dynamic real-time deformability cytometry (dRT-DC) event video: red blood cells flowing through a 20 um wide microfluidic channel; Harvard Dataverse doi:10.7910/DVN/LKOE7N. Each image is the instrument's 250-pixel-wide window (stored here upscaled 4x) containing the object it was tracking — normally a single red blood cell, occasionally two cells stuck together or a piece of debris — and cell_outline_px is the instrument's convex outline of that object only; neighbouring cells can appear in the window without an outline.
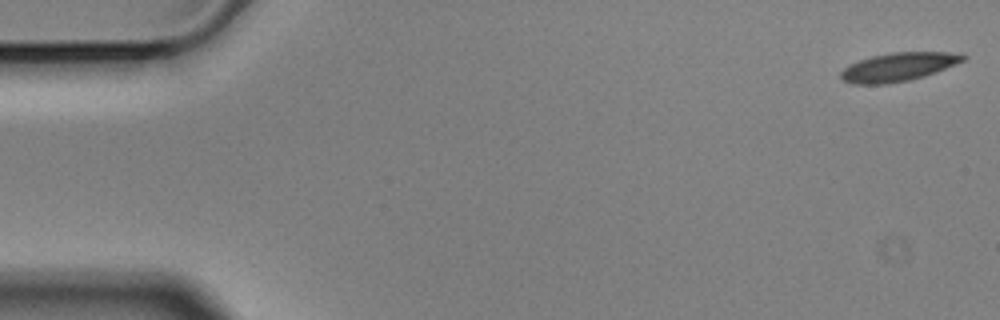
{"species": "Egyptian fruit bat (a non-hibernating species)", "species_latin": "Rousettus aegyptiacus", "temperature_condition": "cold", "stored_images_in_passage": 57, "camera_frame_rate_fps": 3000, "um_per_image_px": 0.085, "animal": {"sex": "male"}, "frame": {"image": 1, "passage_image": 1, "time_ms": 0.0, "image_size_px": [1000, 320], "cell_outline_px": [[968, 56], [964, 60], [956, 64], [924, 76], [908, 80], [888, 84], [852, 84], [844, 80], [840, 76], [840, 72], [848, 64], [872, 56], [892, 52], [948, 52]], "centroid_in_image_um": [76.32, 5.69], "position_along_channel_um": 8.7, "area_um2": 20.17}}
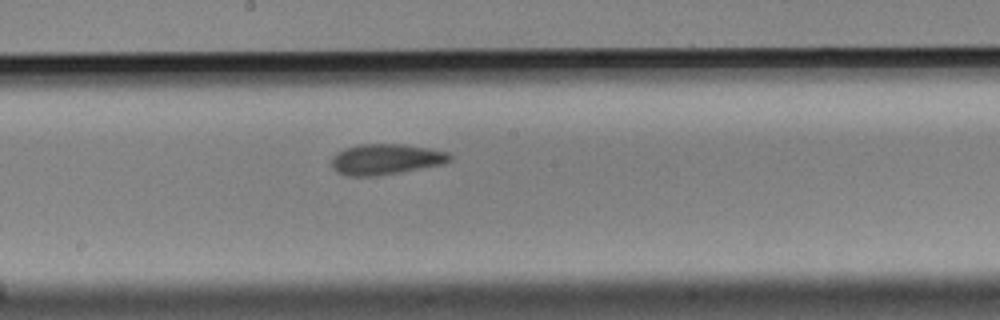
{"frame": {"image": 2, "passage_image": 30, "time_ms": 9.667, "image_size_px": [1000, 320], "cell_outline_px": [[452, 160], [444, 164], [400, 172], [376, 176], [344, 176], [336, 172], [332, 168], [332, 156], [336, 152], [344, 148], [360, 144], [404, 144], [428, 148], [448, 152], [452, 156]], "centroid_in_image_um": [32.77, 13.54], "position_along_channel_um": 215.4, "area_um2": 21.39}}
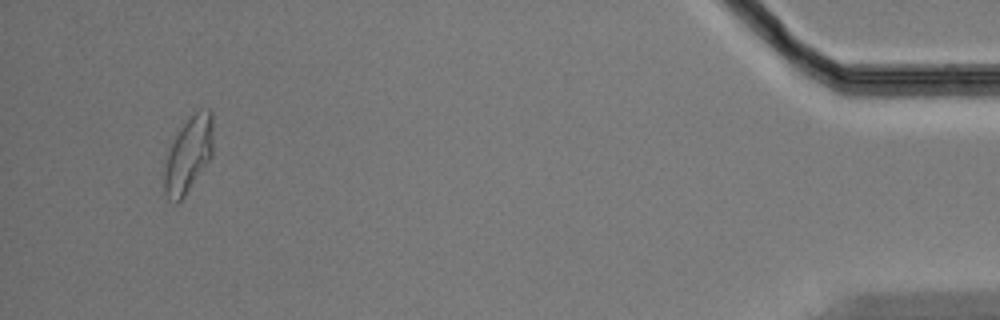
{"frame": {"image": 3, "passage_image": 54, "time_ms": 17.667, "image_size_px": [1000, 320], "cell_outline_px": [[212, 156], [184, 196], [176, 204], [168, 200], [164, 192], [164, 164], [168, 144], [176, 128], [200, 108], [212, 108]], "centroid_in_image_um": [15.97, 13.08], "position_along_channel_um": 419.2, "area_um2": 22.37}, "authors_computed_cell_mechanics": {"area_um2": 20.6924, "velocity_mm_per_s": 3.4913, "shape_relaxation_time_tau1_ms": 9.322, "shape_relaxation_time_tau2_ms": 2.7425, "deformation_change_tau1": 0.1709, "deformation_change_tau2": 0.0857}}